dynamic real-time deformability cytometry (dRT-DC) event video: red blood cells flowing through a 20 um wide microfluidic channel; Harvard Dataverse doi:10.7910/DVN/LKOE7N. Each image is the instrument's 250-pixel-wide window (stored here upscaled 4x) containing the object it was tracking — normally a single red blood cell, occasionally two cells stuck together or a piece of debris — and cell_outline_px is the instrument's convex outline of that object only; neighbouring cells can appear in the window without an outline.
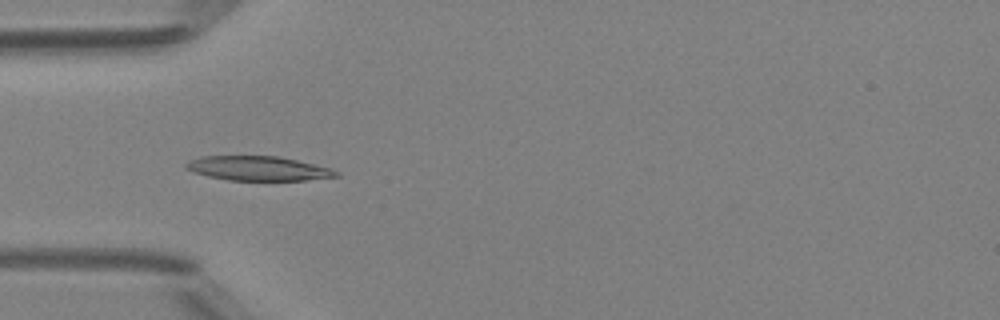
{"species": "Egyptian fruit bat (a non-hibernating species)", "species_latin": "Rousettus aegyptiacus", "temperature_condition": "room temperature", "stored_images_in_passage": 49, "camera_frame_rate_fps": 3000, "um_per_image_px": 0.085, "animal": {"sex": "female"}, "frame": {"image": 1, "passage_image": 15, "time_ms": 4.667, "image_size_px": [1000, 320], "cell_outline_px": [[340, 176], [304, 180], [228, 180], [208, 176], [184, 168], [184, 164], [200, 156], [280, 156], [328, 168], [340, 172]], "centroid_in_image_um": [21.93, 14.31], "position_along_channel_um": 63.1, "area_um2": 21.1}}
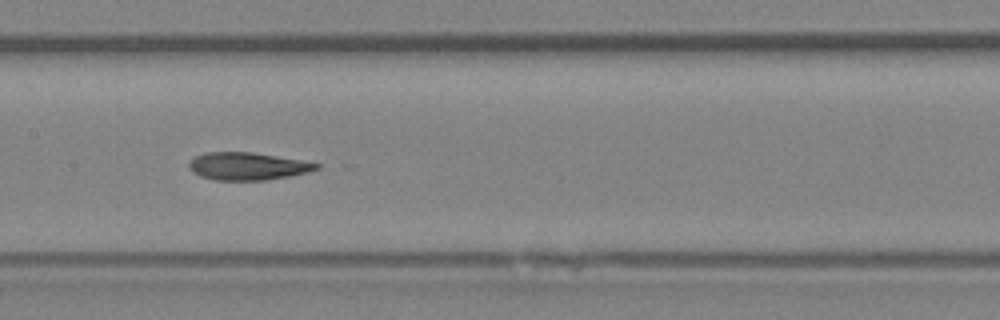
{"frame": {"image": 2, "passage_image": 24, "time_ms": 7.667, "image_size_px": [1000, 320], "cell_outline_px": [[320, 168], [308, 172], [288, 176], [264, 180], [216, 180], [200, 176], [192, 172], [188, 168], [188, 160], [196, 156], [208, 152], [252, 152], [300, 160], [320, 164]], "centroid_in_image_um": [20.99, 14.13], "position_along_channel_um": 186.4, "area_um2": 20.4}}
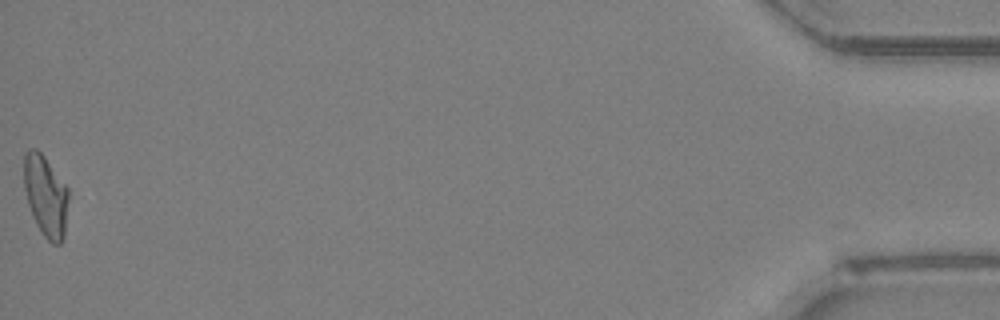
{"frame": {"image": 3, "passage_image": 49, "time_ms": 16.0, "image_size_px": [1000, 320], "cell_outline_px": [[68, 200], [64, 236], [60, 244], [52, 244], [44, 236], [36, 224], [28, 204], [24, 188], [24, 152], [28, 148], [36, 148], [44, 156], [68, 188]], "centroid_in_image_um": [3.87, 16.63], "position_along_channel_um": 431.3, "area_um2": 21.04}, "authors_computed_cell_mechanics": {"area_um2": 21.097, "velocity_mm_per_s": 4.1596, "shape_relaxation_time_tau1_ms": 3.5949, "shape_relaxation_time_tau2_ms": 2.222, "deformation_change_tau1": 0.1438, "deformation_change_tau2": 0.1034}}